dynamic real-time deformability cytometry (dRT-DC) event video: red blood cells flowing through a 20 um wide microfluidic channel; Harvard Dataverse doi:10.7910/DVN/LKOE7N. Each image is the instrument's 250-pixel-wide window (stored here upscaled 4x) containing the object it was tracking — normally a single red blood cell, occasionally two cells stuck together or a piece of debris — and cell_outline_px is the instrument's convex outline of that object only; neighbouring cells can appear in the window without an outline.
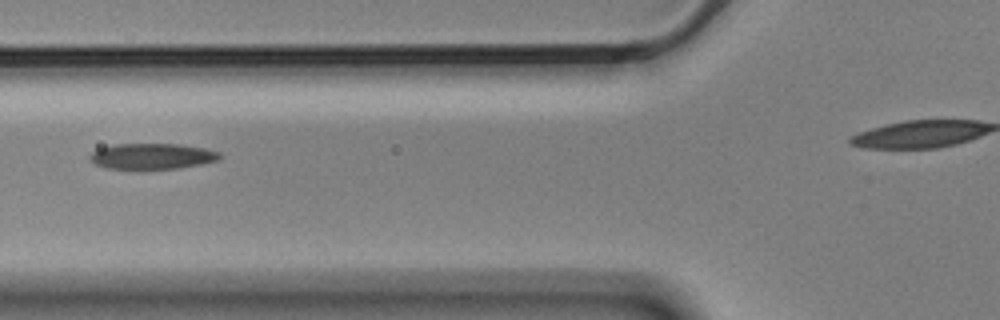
{"species": "Egyptian fruit bat (a non-hibernating species)", "species_latin": "Rousettus aegyptiacus", "temperature_condition": "cold", "stored_images_in_passage": 7, "segment_of_instrument_passage": [1, 2], "camera_frame_rate_fps": 3000, "um_per_image_px": 0.085, "animal": {"sex": "male"}, "frame": {"image": 1, "passage_image": 3, "time_ms": 0.667, "image_size_px": [1000, 320], "cell_outline_px": [[220, 156], [216, 160], [200, 164], [180, 168], [108, 168], [96, 164], [88, 160], [88, 156], [92, 152], [100, 148], [112, 144], [180, 144], [204, 148], [220, 152]], "centroid_in_image_um": [12.89, 13.26], "position_along_channel_um": 112.9, "area_um2": 19.25}}
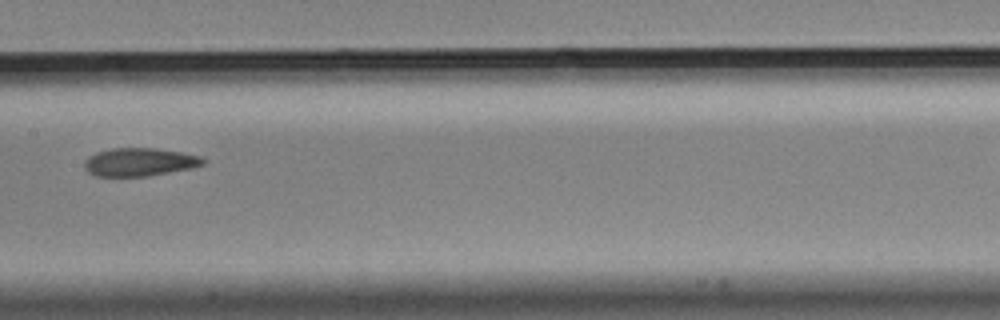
{"frame": {"image": 2, "passage_image": 5, "time_ms": 1.333, "image_size_px": [1000, 320], "cell_outline_px": [[204, 164], [192, 168], [148, 176], [96, 176], [88, 172], [84, 168], [84, 160], [88, 156], [96, 152], [112, 148], [156, 148], [204, 156]], "centroid_in_image_um": [11.85, 13.77], "position_along_channel_um": 195.5, "area_um2": 19.59}}
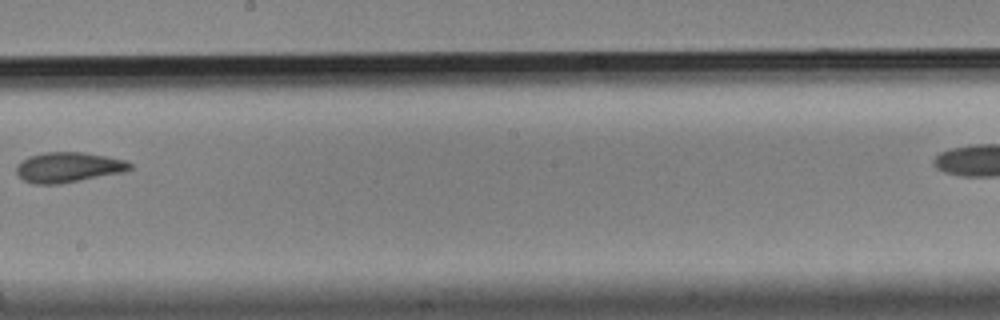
{"frame": {"image": 3, "passage_image": 6, "time_ms": 1.667, "image_size_px": [1000, 320], "cell_outline_px": [[132, 168], [124, 172], [60, 184], [32, 184], [24, 180], [16, 172], [16, 164], [28, 156], [44, 152], [84, 152], [124, 160], [132, 164]], "centroid_in_image_um": [5.78, 14.22], "position_along_channel_um": 242.4, "area_um2": 20.0}}